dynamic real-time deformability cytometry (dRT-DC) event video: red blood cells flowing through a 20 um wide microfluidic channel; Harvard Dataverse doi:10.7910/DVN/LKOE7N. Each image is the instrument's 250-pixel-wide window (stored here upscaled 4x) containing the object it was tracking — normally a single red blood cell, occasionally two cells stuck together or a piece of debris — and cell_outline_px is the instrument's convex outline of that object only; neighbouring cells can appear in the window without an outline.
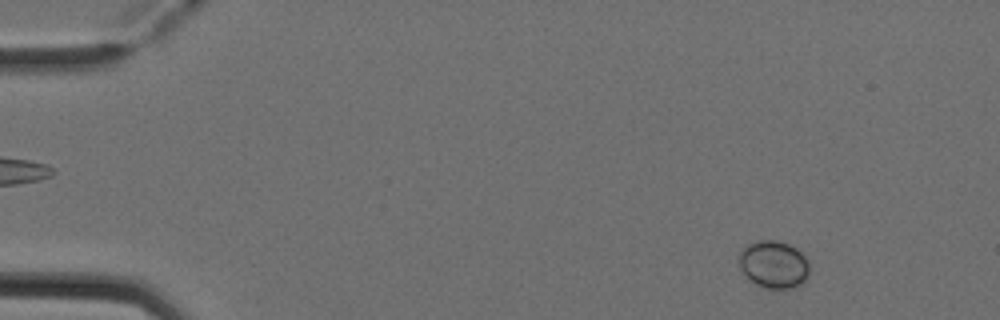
{"species": "Egyptian fruit bat (a non-hibernating species)", "species_latin": "Rousettus aegyptiacus", "temperature_condition": "cold", "stored_images_in_passage": 4, "camera_frame_rate_fps": 3000, "um_per_image_px": 0.085, "animal": {"sex": "female"}, "frame": {"image": 1, "passage_image": 4, "time_ms": 1.0, "image_size_px": [1000, 320], "cell_outline_px": [[808, 272], [804, 280], [800, 284], [788, 288], [768, 288], [756, 284], [740, 268], [736, 256], [740, 248], [744, 244], [760, 240], [776, 240], [788, 244], [796, 248], [804, 256], [808, 264]], "centroid_in_image_um": [65.69, 22.43], "position_along_channel_um": 19.3, "area_um2": 19.42}}